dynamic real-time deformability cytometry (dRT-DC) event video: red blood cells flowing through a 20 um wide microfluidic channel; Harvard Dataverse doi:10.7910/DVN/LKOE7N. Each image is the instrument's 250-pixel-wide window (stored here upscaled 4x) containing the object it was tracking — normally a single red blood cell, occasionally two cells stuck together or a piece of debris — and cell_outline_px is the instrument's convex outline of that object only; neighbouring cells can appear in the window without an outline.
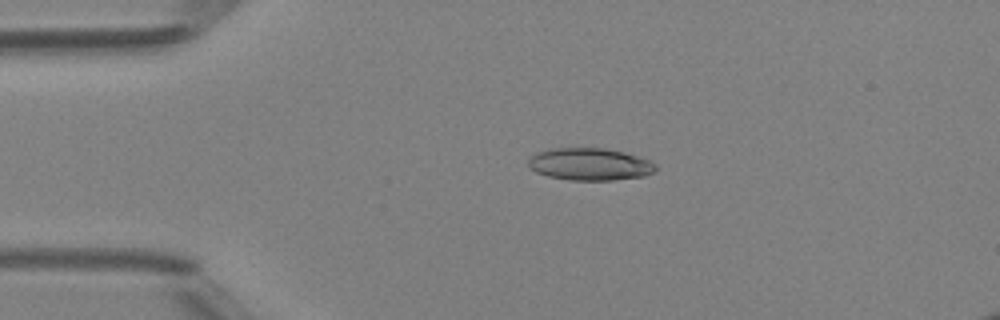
{"species": "Egyptian fruit bat (a non-hibernating species)", "species_latin": "Rousettus aegyptiacus", "temperature_condition": "room temperature", "stored_images_in_passage": 48, "camera_frame_rate_fps": 3000, "um_per_image_px": 0.085, "animal": {"sex": "female"}, "frame": {"image": 1, "passage_image": 10, "time_ms": 3.0, "image_size_px": [1000, 320], "cell_outline_px": [[656, 172], [644, 176], [612, 180], [568, 180], [548, 176], [536, 172], [528, 168], [528, 160], [536, 152], [548, 148], [604, 148], [624, 152], [648, 160], [656, 164]], "centroid_in_image_um": [50.11, 13.96], "position_along_channel_um": 34.9, "area_um2": 24.1}}
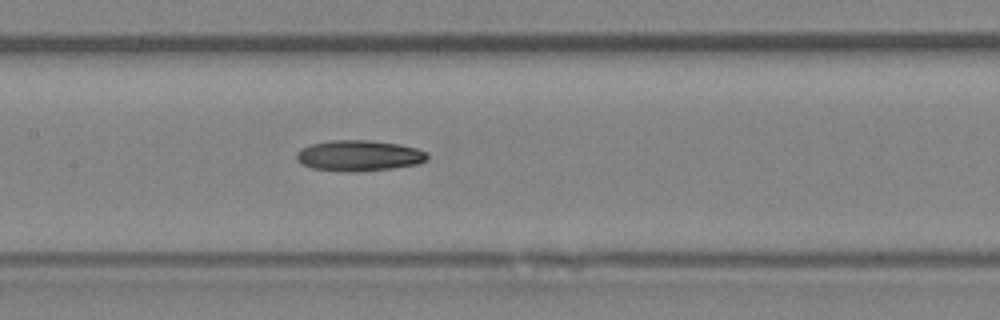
{"frame": {"image": 2, "passage_image": 23, "time_ms": 7.333, "image_size_px": [1000, 320], "cell_outline_px": [[428, 160], [420, 164], [392, 168], [356, 172], [348, 172], [312, 168], [296, 160], [296, 152], [300, 148], [312, 144], [332, 140], [368, 140], [400, 144], [416, 148], [428, 152]], "centroid_in_image_um": [30.54, 13.23], "position_along_channel_um": 176.9, "area_um2": 23.64}}
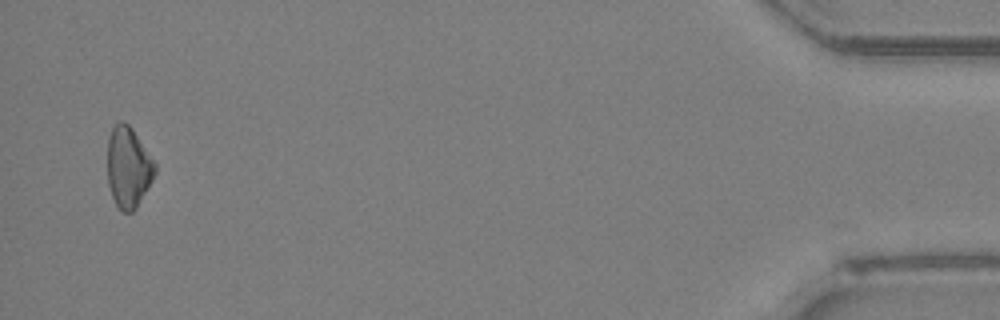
{"frame": {"image": 3, "passage_image": 47, "time_ms": 15.333, "image_size_px": [1000, 320], "cell_outline_px": [[156, 172], [152, 180], [136, 208], [132, 212], [120, 212], [112, 196], [108, 184], [108, 136], [112, 128], [120, 120], [124, 120], [132, 128], [156, 164]], "centroid_in_image_um": [10.9, 14.21], "position_along_channel_um": 424.3, "area_um2": 22.31}, "authors_computed_cell_mechanics": {"area_um2": 23.0622, "velocity_mm_per_s": 4.2001, "shape_relaxation_time_tau1_ms": 6.791, "shape_relaxation_time_tau2_ms": null, "deformation_change_tau1": 0.1214, "deformation_change_tau2": null}}